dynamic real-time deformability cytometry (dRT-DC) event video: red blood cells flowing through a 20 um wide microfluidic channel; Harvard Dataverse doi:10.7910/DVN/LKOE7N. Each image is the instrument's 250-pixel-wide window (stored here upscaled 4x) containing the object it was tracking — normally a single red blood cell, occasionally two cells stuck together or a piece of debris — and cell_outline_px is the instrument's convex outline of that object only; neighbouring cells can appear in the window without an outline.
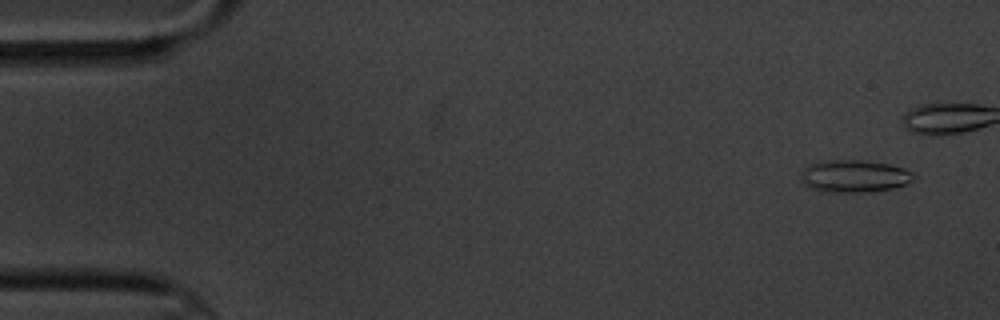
{"species": "common noctule bat (a hibernating species)", "species_latin": "Nyctalus noctula", "temperature_condition": "cold", "stored_images_in_passage": 5, "camera_frame_rate_fps": 3000, "um_per_image_px": 0.085, "animal": {"sex": "male", "body_mass_g": 20.1, "forearm_length_mm": 53.5}, "frame": {"image": 1, "passage_image": 2, "time_ms": 1.0, "image_size_px": [1000, 320], "cell_outline_px": [[916, 180], [892, 188], [868, 192], [824, 192], [812, 188], [804, 184], [800, 180], [800, 172], [808, 164], [824, 160], [864, 160], [888, 164], [904, 168], [912, 172], [916, 176]], "centroid_in_image_um": [72.59, 14.97], "position_along_channel_um": 12.4, "area_um2": 21.56}}